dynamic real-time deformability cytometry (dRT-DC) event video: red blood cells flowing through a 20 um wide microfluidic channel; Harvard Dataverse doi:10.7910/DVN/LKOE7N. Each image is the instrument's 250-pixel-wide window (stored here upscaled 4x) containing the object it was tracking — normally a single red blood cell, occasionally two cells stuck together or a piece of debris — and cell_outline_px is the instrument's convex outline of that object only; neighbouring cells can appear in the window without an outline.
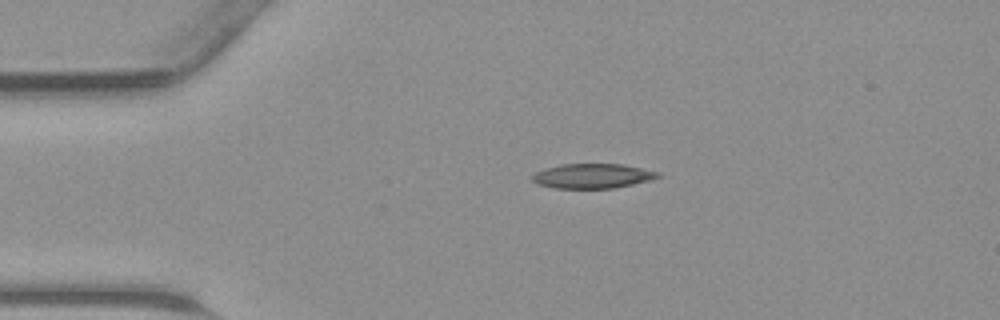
{"species": "common noctule bat (a hibernating species)", "species_latin": "Nyctalus noctula", "temperature_condition": "warm", "stored_images_in_passage": 36, "camera_frame_rate_fps": 3000, "um_per_image_px": 0.085, "animal": {"sex": "male", "body_mass_g": 23.1, "forearm_length_mm": 52.7}, "frame": {"image": 1, "passage_image": 1, "time_ms": 0.0, "image_size_px": [1000, 320], "cell_outline_px": [[660, 176], [648, 180], [616, 188], [556, 188], [536, 184], [532, 180], [532, 176], [536, 172], [544, 168], [560, 164], [624, 164], [660, 172]], "centroid_in_image_um": [50.34, 14.95], "position_along_channel_um": 34.7, "area_um2": 18.03}}
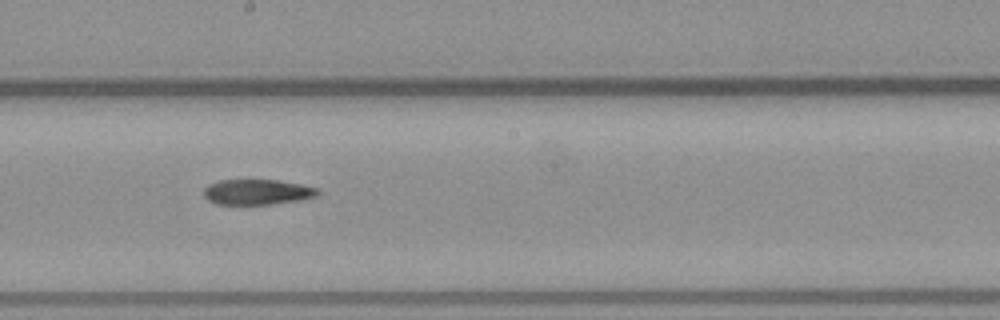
{"frame": {"image": 2, "passage_image": 16, "time_ms": 5.0, "image_size_px": [1000, 320], "cell_outline_px": [[320, 192], [316, 196], [296, 200], [268, 204], [216, 204], [208, 200], [204, 196], [204, 188], [208, 184], [220, 180], [276, 180], [300, 184], [316, 188]], "centroid_in_image_um": [21.81, 16.31], "position_along_channel_um": 226.4, "area_um2": 16.59}}
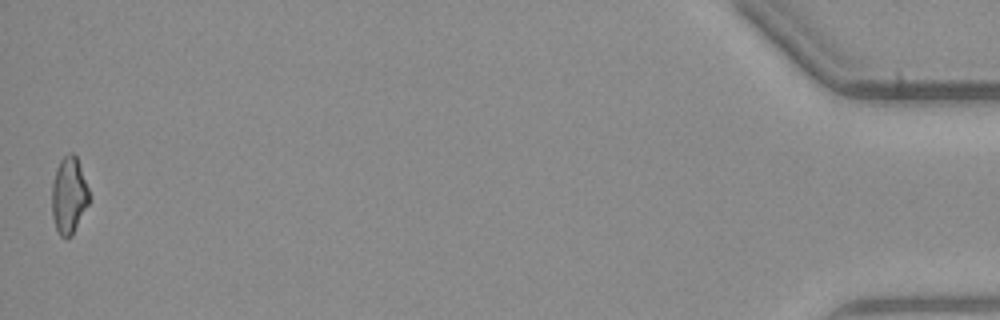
{"frame": {"image": 3, "passage_image": 36, "time_ms": 11.667, "image_size_px": [1000, 320], "cell_outline_px": [[88, 204], [72, 236], [60, 236], [56, 228], [52, 216], [52, 184], [56, 168], [60, 160], [68, 152], [72, 152], [76, 156], [88, 188]], "centroid_in_image_um": [5.84, 16.59], "position_along_channel_um": 429.4, "area_um2": 16.42}}